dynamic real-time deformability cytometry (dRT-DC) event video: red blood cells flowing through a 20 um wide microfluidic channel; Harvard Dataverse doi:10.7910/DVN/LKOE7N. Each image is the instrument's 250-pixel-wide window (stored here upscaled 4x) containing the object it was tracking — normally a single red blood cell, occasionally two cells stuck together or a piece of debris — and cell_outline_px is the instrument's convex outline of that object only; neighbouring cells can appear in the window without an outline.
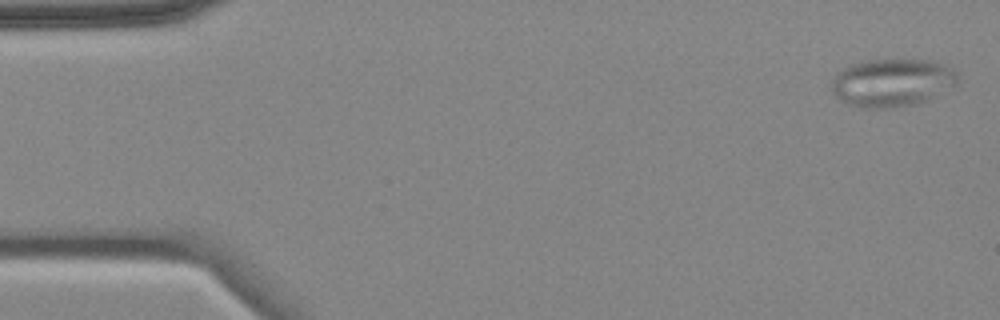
{"species": "common noctule bat (a hibernating species)", "species_latin": "Nyctalus noctula", "temperature_condition": "cold", "stored_images_in_passage": 4, "camera_frame_rate_fps": 3000, "um_per_image_px": 0.085, "animal": {"sex": "female", "body_mass_g": 18.4}, "frame": {"image": 1, "passage_image": 1, "time_ms": 0.0, "image_size_px": [1000, 320], "cell_outline_px": [[956, 84], [928, 100], [916, 104], [892, 108], [860, 108], [848, 104], [840, 100], [832, 92], [832, 80], [836, 72], [852, 64], [868, 60], [924, 60], [944, 64], [952, 68], [956, 72]], "centroid_in_image_um": [75.79, 7.04], "position_along_channel_um": 9.2, "area_um2": 35.14}}
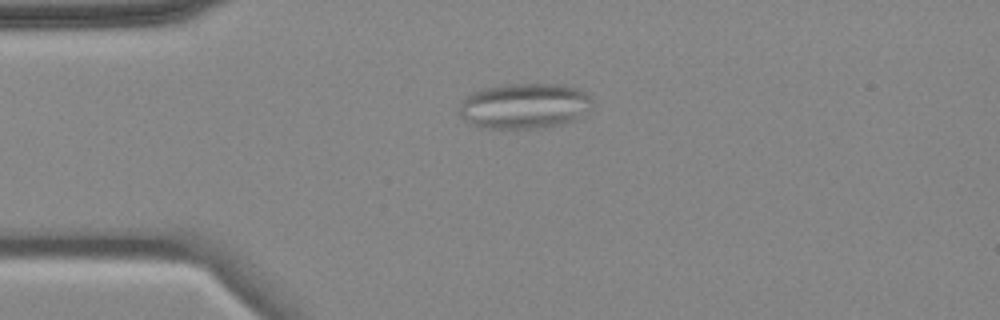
{"frame": {"image": 2, "passage_image": 4, "time_ms": 3.667, "image_size_px": [1000, 320], "cell_outline_px": [[592, 100], [588, 112], [580, 120], [548, 128], [480, 128], [464, 120], [456, 112], [456, 108], [472, 92], [504, 84], [564, 84], [588, 92], [592, 96]], "centroid_in_image_um": [44.63, 9.02], "position_along_channel_um": 40.4, "area_um2": 36.07}}